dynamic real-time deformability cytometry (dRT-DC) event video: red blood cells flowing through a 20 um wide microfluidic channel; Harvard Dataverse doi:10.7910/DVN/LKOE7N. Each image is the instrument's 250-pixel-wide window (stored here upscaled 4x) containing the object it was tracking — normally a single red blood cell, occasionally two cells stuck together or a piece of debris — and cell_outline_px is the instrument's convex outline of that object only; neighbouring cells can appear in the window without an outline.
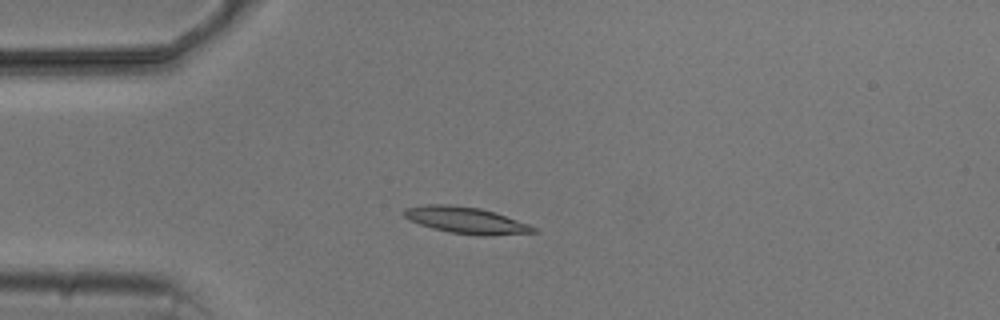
{"species": "common noctule bat (a hibernating species)", "species_latin": "Nyctalus noctula", "temperature_condition": "cold", "stored_images_in_passage": 5, "camera_frame_rate_fps": 3000, "um_per_image_px": 0.085, "animal": {"sex": "male", "body_mass_g": 20.5, "forearm_length_mm": 52.5}, "frame": {"image": 1, "passage_image": 3, "time_ms": 3.0, "image_size_px": [1000, 320], "cell_outline_px": [[540, 232], [488, 236], [476, 236], [448, 232], [432, 228], [420, 224], [404, 216], [400, 212], [404, 208], [424, 204], [448, 204], [480, 208], [496, 212], [528, 224], [536, 228]], "centroid_in_image_um": [39.61, 18.72], "position_along_channel_um": 45.4, "area_um2": 20.29}}
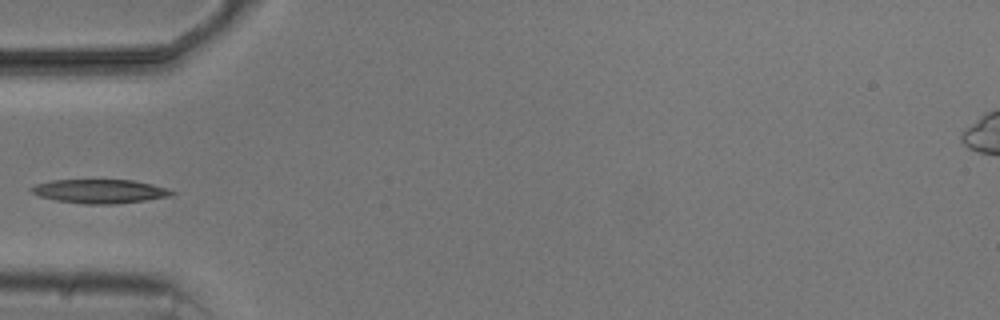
{"frame": {"image": 2, "passage_image": 4, "time_ms": 4.333, "image_size_px": [1000, 320], "cell_outline_px": [[176, 192], [172, 196], [116, 204], [84, 204], [56, 200], [40, 196], [28, 192], [28, 188], [36, 184], [52, 180], [132, 180], [152, 184], [168, 188]], "centroid_in_image_um": [8.47, 16.26], "position_along_channel_um": 76.5, "area_um2": 19.65}}
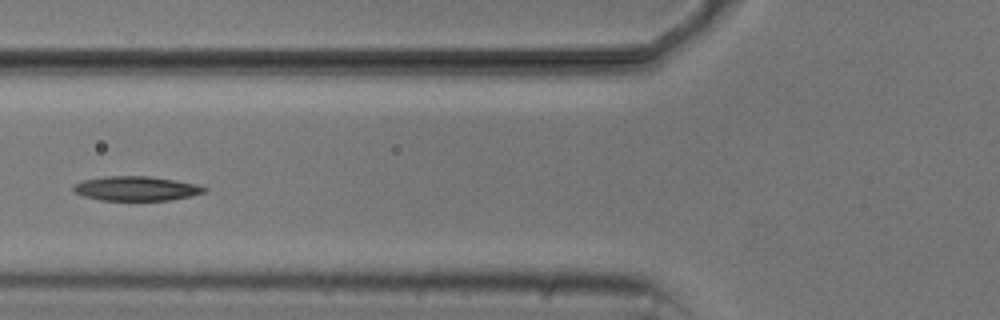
{"frame": {"image": 3, "passage_image": 5, "time_ms": 5.333, "image_size_px": [1000, 320], "cell_outline_px": [[208, 188], [204, 192], [192, 196], [168, 200], [100, 200], [84, 196], [76, 192], [72, 188], [76, 184], [84, 180], [104, 176], [148, 176], [176, 180], [196, 184]], "centroid_in_image_um": [11.6, 16.02], "position_along_channel_um": 114.2, "area_um2": 18.5}}